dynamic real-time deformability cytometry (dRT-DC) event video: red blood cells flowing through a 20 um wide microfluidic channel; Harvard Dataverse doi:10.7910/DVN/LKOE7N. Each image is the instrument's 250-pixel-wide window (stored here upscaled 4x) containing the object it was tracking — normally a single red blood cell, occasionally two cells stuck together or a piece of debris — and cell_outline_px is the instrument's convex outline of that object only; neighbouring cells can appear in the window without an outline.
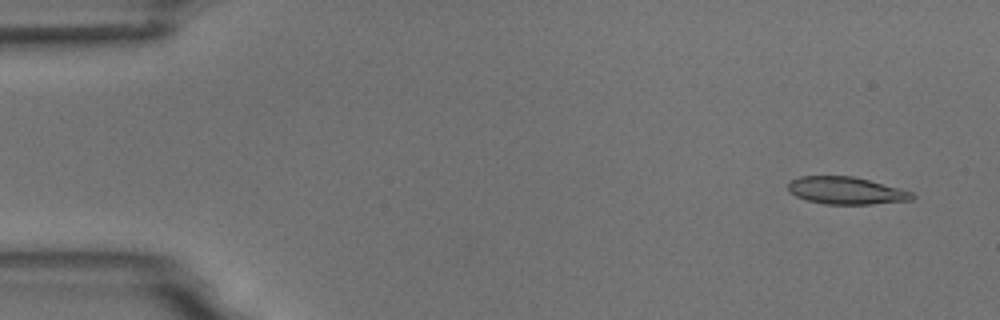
{"species": "common noctule bat (a hibernating species)", "species_latin": "Nyctalus noctula", "temperature_condition": "room temperature", "stored_images_in_passage": 8, "camera_frame_rate_fps": 3000, "um_per_image_px": 0.085, "animal": {"sex": "male", "body_mass_g": 18.8}, "frame": {"image": 1, "passage_image": 1, "time_ms": 0.0, "image_size_px": [1000, 320], "cell_outline_px": [[916, 196], [912, 200], [872, 204], [824, 204], [808, 200], [796, 196], [788, 188], [788, 184], [792, 180], [800, 176], [852, 176], [868, 180], [912, 192]], "centroid_in_image_um": [71.93, 16.2], "position_along_channel_um": 13.1, "area_um2": 19.48}}
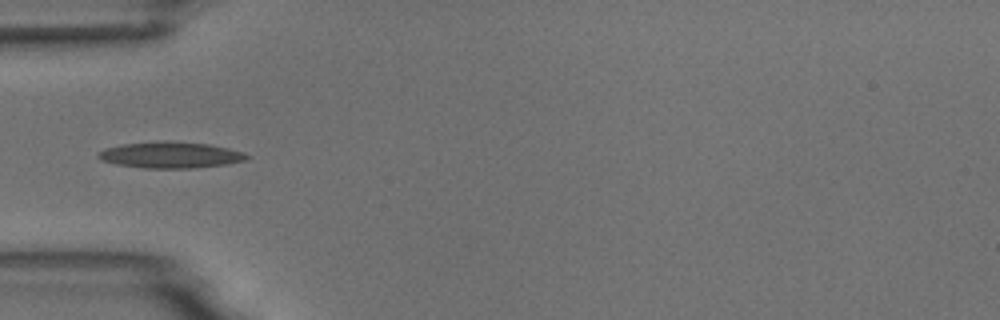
{"frame": {"image": 2, "passage_image": 5, "time_ms": 4.667, "image_size_px": [1000, 320], "cell_outline_px": [[252, 156], [248, 160], [228, 164], [196, 168], [144, 168], [116, 164], [100, 160], [96, 156], [104, 148], [124, 144], [164, 140], [208, 144], [228, 148], [244, 152]], "centroid_in_image_um": [14.54, 13.17], "position_along_channel_um": 70.5, "area_um2": 22.95}}